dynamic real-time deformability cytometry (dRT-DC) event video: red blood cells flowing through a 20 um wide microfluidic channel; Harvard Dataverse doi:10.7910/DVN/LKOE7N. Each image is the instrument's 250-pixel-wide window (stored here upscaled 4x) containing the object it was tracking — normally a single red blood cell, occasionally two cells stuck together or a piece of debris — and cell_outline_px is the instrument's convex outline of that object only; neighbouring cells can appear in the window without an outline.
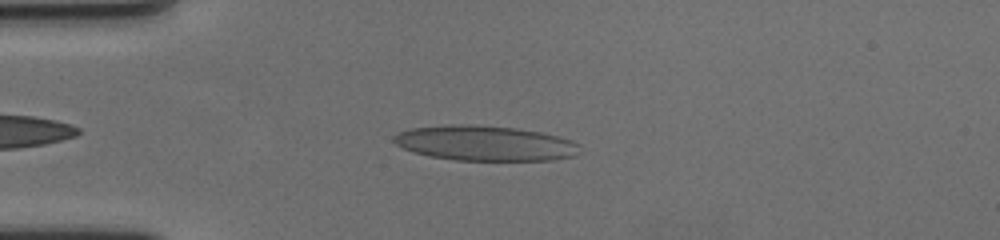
{"species": "human", "species_latin": "Homo sapiens", "temperature_condition": "cold", "stored_images_in_passage": 49, "camera_frame_rate_fps": 3000, "um_per_image_px": 0.085, "donor": {"sex": "female"}, "frame": {"image": 1, "passage_image": 6, "time_ms": 1.667, "image_size_px": [1000, 240], "cell_outline_px": [[576, 144], [572, 156], [552, 160], [456, 160], [428, 156], [412, 152], [396, 144], [392, 140], [392, 136], [400, 132], [412, 128], [452, 124], [512, 128], [540, 132], [556, 136], [568, 140]], "centroid_in_image_um": [41.09, 12.18], "position_along_channel_um": 43.9, "area_um2": 37.11}}
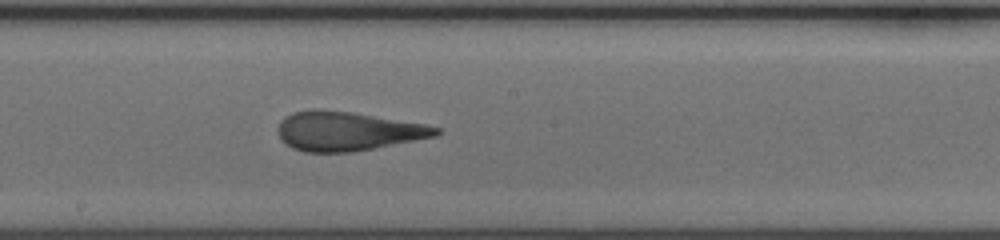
{"frame": {"image": 2, "passage_image": 23, "time_ms": 7.333, "image_size_px": [1000, 240], "cell_outline_px": [[440, 132], [436, 136], [352, 152], [304, 152], [292, 148], [284, 144], [280, 140], [280, 120], [284, 116], [292, 112], [352, 112], [424, 124], [440, 128]], "centroid_in_image_um": [29.54, 11.19], "position_along_channel_um": 218.7, "area_um2": 35.03}}
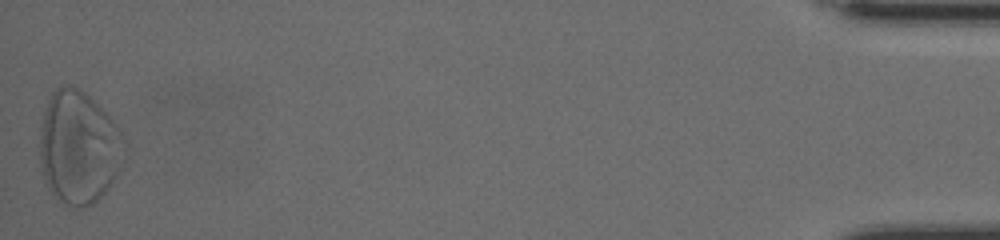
{"frame": {"image": 3, "passage_image": 49, "time_ms": 16.0, "image_size_px": [1000, 240], "cell_outline_px": [[120, 132], [116, 176], [108, 188], [92, 204], [84, 208], [76, 208], [60, 200], [48, 188], [44, 176], [40, 160], [40, 140], [44, 112], [48, 100], [52, 92], [60, 84], [68, 84], [84, 92], [116, 124]], "centroid_in_image_um": [6.6, 12.52], "position_along_channel_um": 428.6, "area_um2": 53.81}, "authors_computed_cell_mechanics": {"area_um2": 36.992, "velocity_mm_per_s": 3.5199, "shape_relaxation_time_tau1_ms": null, "shape_relaxation_time_tau2_ms": 1.5259, "deformation_change_tau1": null, "deformation_change_tau2": 0.1139}}